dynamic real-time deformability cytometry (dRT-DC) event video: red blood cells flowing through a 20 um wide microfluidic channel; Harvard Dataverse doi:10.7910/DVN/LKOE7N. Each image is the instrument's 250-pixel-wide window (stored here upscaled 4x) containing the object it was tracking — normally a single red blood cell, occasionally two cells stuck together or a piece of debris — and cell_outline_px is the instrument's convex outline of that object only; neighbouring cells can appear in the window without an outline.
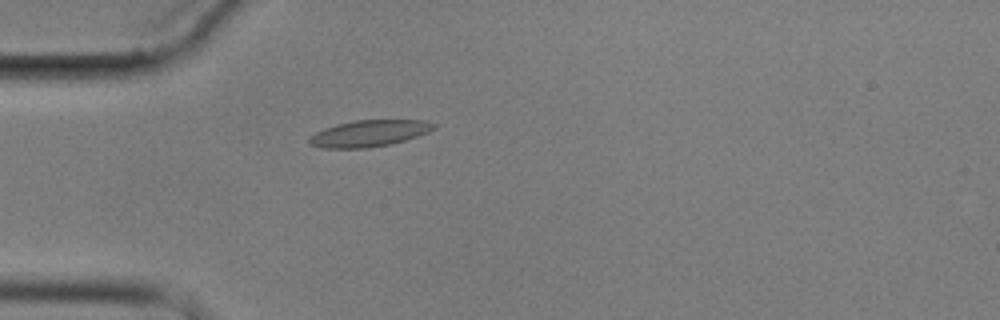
{"species": "common noctule bat (a hibernating species)", "species_latin": "Nyctalus noctula", "temperature_condition": "cold", "stored_images_in_passage": 4, "camera_frame_rate_fps": 3000, "um_per_image_px": 0.085, "animal": {"sex": "male", "body_mass_g": 17.9}, "frame": {"image": 1, "passage_image": 4, "time_ms": 3.333, "image_size_px": [1000, 320], "cell_outline_px": [[436, 128], [428, 132], [404, 140], [388, 144], [368, 148], [324, 148], [308, 144], [308, 136], [324, 128], [336, 124], [352, 120], [424, 120], [436, 124]], "centroid_in_image_um": [31.33, 11.33], "position_along_channel_um": 53.7, "area_um2": 19.25}}